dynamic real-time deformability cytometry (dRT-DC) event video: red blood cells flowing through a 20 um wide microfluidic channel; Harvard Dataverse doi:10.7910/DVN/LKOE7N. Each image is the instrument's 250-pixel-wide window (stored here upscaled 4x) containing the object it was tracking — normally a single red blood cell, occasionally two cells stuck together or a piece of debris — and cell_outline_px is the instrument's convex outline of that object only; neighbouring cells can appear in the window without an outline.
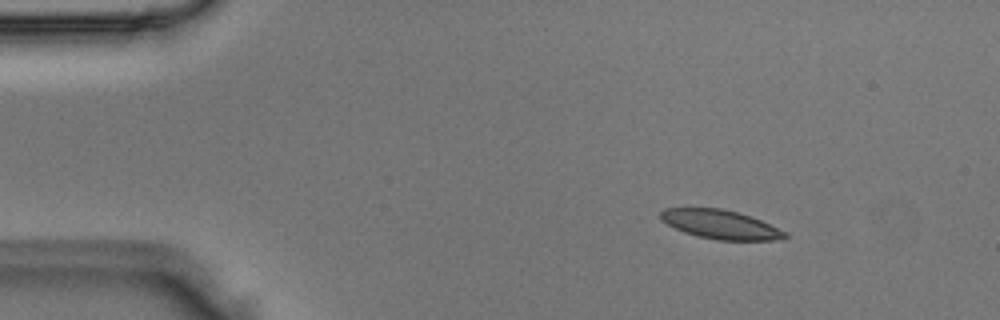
{"species": "Egyptian fruit bat (a non-hibernating species)", "species_latin": "Rousettus aegyptiacus", "temperature_condition": "room temperature", "stored_images_in_passage": 4, "camera_frame_rate_fps": 3000, "um_per_image_px": 0.085, "animal": {"sex": "male"}, "frame": {"image": 1, "passage_image": 1, "time_ms": 0.0, "image_size_px": [1000, 320], "cell_outline_px": [[788, 236], [784, 240], [716, 240], [684, 232], [660, 220], [660, 212], [664, 208], [720, 208], [752, 216], [788, 232]], "centroid_in_image_um": [61.29, 19.08], "position_along_channel_um": 23.7, "area_um2": 21.04}}